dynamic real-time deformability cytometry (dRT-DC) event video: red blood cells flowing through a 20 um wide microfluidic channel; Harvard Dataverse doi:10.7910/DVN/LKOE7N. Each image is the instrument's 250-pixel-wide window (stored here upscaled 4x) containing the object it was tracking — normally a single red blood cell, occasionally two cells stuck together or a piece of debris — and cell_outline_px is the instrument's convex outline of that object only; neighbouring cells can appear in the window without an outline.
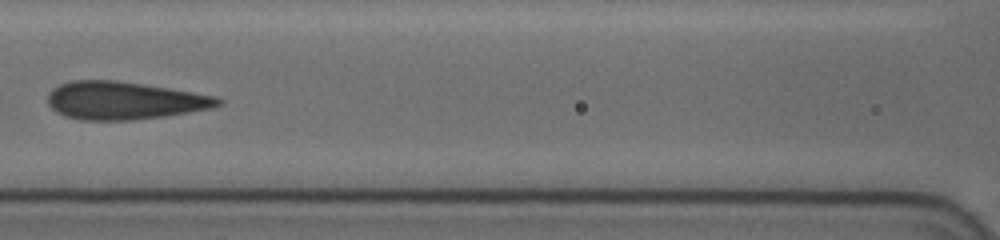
{"species": "human", "species_latin": "Homo sapiens", "temperature_condition": "cold", "stored_images_in_passage": 17, "camera_frame_rate_fps": 3000, "um_per_image_px": 0.085, "donor": {"sex": "female"}, "frame": {"image": 1, "passage_image": 15, "time_ms": 9.667, "image_size_px": [1000, 240], "cell_outline_px": [[224, 104], [212, 108], [164, 116], [132, 120], [80, 120], [64, 116], [56, 112], [48, 104], [48, 92], [52, 88], [60, 84], [72, 80], [116, 80], [168, 88], [216, 96], [224, 100]], "centroid_in_image_um": [10.54, 8.55], "position_along_channel_um": 156.1, "area_um2": 37.63}}